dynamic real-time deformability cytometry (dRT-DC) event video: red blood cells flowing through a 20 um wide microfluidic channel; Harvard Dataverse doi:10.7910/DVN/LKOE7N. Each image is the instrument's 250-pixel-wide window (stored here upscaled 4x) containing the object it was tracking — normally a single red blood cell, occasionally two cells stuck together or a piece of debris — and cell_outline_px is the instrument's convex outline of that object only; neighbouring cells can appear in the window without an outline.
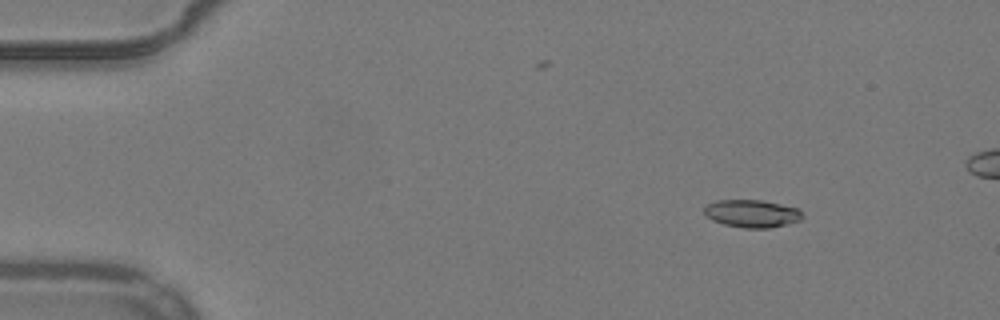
{"species": "common noctule bat (a hibernating species)", "species_latin": "Nyctalus noctula", "temperature_condition": "warm", "stored_images_in_passage": 45, "camera_frame_rate_fps": 3000, "um_per_image_px": 0.085, "animal": {"sex": "male", "body_mass_g": 19.2, "forearm_length_mm": 51.8}, "frame": {"image": 1, "passage_image": 1, "time_ms": 0.0, "image_size_px": [1000, 320], "cell_outline_px": [[804, 216], [800, 220], [788, 224], [768, 228], [744, 228], [724, 224], [712, 220], [704, 212], [704, 204], [716, 200], [764, 200], [796, 208]], "centroid_in_image_um": [63.89, 18.14], "position_along_channel_um": 21.1, "area_um2": 15.84}}
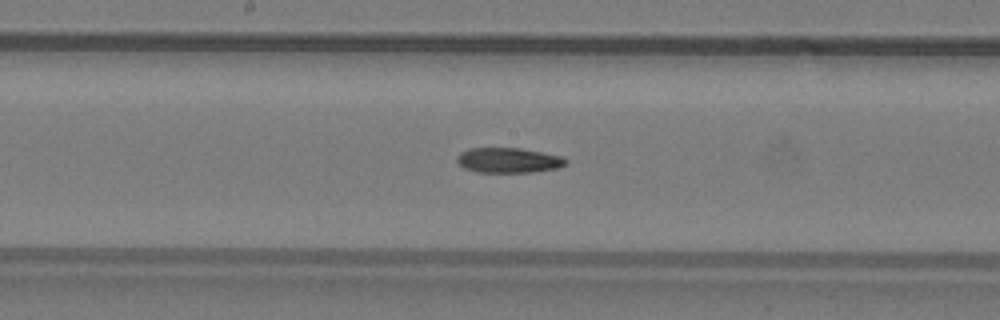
{"frame": {"image": 2, "passage_image": 22, "time_ms": 7.0, "image_size_px": [1000, 320], "cell_outline_px": [[568, 164], [560, 168], [532, 172], [476, 172], [464, 168], [456, 160], [456, 156], [460, 152], [468, 148], [520, 148], [560, 156], [568, 160]], "centroid_in_image_um": [43.22, 13.63], "position_along_channel_um": 205.0, "area_um2": 16.01}}
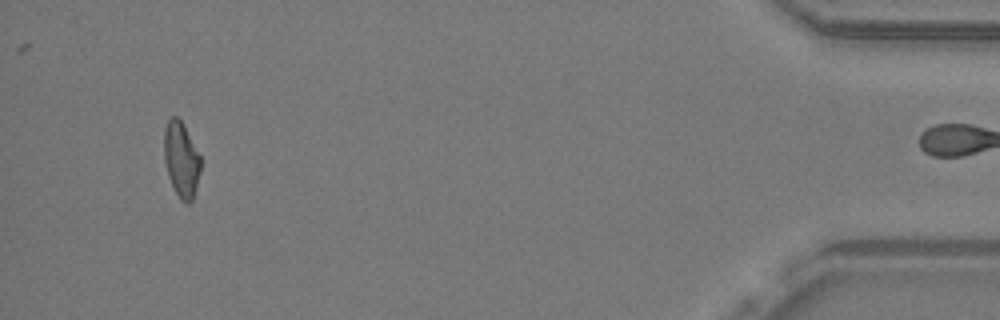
{"frame": {"image": 3, "passage_image": 44, "time_ms": 14.333, "image_size_px": [1000, 320], "cell_outline_px": [[200, 172], [196, 188], [192, 200], [188, 204], [180, 200], [168, 176], [164, 160], [164, 128], [168, 120], [172, 116], [176, 116], [184, 124], [200, 156]], "centroid_in_image_um": [15.4, 13.55], "position_along_channel_um": 419.8, "area_um2": 16.01}}